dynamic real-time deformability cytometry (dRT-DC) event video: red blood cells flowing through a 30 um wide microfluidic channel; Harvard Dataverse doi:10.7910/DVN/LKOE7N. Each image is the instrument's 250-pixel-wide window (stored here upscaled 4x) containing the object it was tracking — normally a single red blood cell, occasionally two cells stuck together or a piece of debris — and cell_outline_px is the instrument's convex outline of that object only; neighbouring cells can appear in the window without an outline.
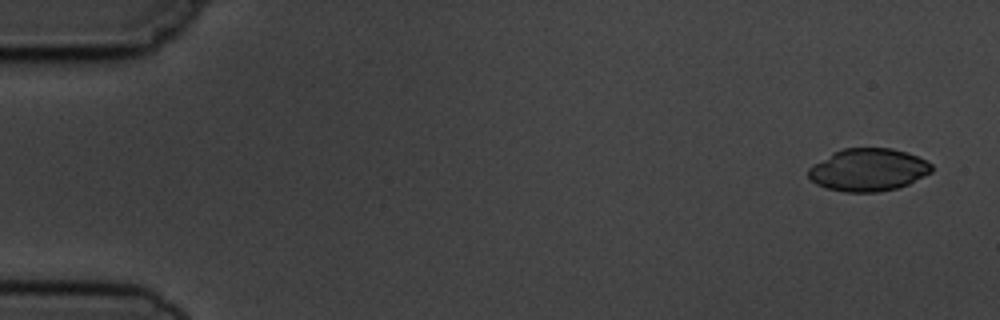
{"species": "common noctule bat (a hibernating species)", "species_latin": "Nyctalus noctula", "temperature_condition": "cold", "stored_images_in_passage": 4, "camera_frame_rate_fps": 3000, "um_per_image_px": 0.085, "animal": {"sex": "male", "body_mass_g": 19.5, "forearm_length_mm": 54.6}, "frame": {"image": 1, "passage_image": 1, "time_ms": 0.0, "image_size_px": [1000, 320], "cell_outline_px": [[932, 172], [908, 184], [896, 188], [880, 192], [844, 192], [828, 188], [816, 184], [808, 176], [808, 168], [832, 152], [844, 148], [892, 148], [908, 152], [932, 164]], "centroid_in_image_um": [73.79, 14.43], "position_along_channel_um": 11.2, "area_um2": 30.58}}